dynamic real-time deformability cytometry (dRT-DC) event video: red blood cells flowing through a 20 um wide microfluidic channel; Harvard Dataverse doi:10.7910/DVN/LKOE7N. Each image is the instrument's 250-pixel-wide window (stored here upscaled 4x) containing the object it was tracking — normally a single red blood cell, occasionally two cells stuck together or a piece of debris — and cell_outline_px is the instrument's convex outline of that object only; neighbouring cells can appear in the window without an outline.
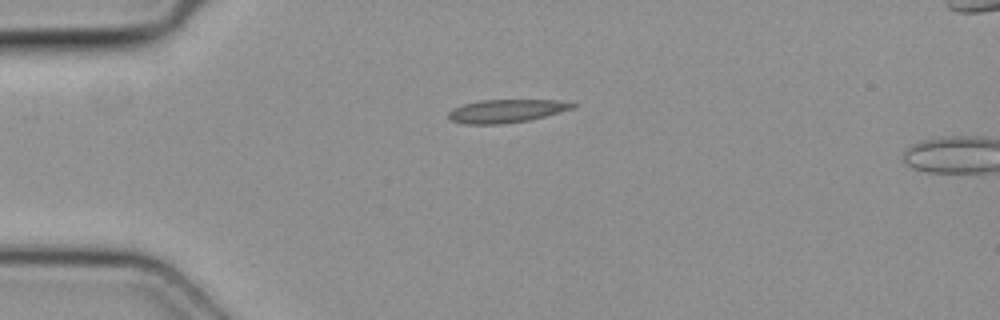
{"species": "common noctule bat (a hibernating species)", "species_latin": "Nyctalus noctula", "temperature_condition": "cold", "stored_images_in_passage": 2, "camera_frame_rate_fps": 3000, "um_per_image_px": 0.085, "animal": {"sex": "female", "body_mass_g": 19.3, "forearm_length_mm": 54.1}, "frame": {"image": 1, "passage_image": 1, "time_ms": 0.0, "image_size_px": [1000, 320], "cell_outline_px": [[576, 108], [528, 120], [500, 124], [464, 124], [452, 120], [448, 116], [448, 112], [452, 108], [464, 104], [480, 100], [560, 100], [576, 104]], "centroid_in_image_um": [43.04, 9.43], "position_along_channel_um": 42.0, "area_um2": 16.7}}